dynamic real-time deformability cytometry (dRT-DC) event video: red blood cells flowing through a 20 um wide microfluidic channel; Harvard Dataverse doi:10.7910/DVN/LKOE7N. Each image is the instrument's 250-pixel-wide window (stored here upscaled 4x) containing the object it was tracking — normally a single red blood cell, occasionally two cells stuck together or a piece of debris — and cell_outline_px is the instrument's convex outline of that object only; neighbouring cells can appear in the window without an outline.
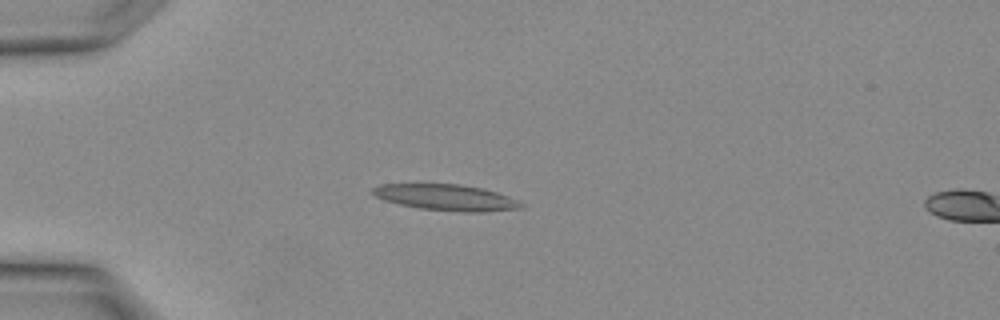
{"species": "Egyptian fruit bat (a non-hibernating species)", "species_latin": "Rousettus aegyptiacus", "temperature_condition": "warm", "stored_images_in_passage": 4, "camera_frame_rate_fps": 3000, "um_per_image_px": 0.085, "animal": {"sex": "female"}, "frame": {"image": 1, "passage_image": 3, "time_ms": 0.667, "image_size_px": [1000, 320], "cell_outline_px": [[524, 208], [484, 212], [468, 212], [420, 208], [400, 204], [384, 200], [376, 196], [372, 192], [372, 188], [380, 184], [460, 184], [484, 188], [508, 196], [524, 204]], "centroid_in_image_um": [37.96, 16.78], "position_along_channel_um": 47.0, "area_um2": 22.43}}